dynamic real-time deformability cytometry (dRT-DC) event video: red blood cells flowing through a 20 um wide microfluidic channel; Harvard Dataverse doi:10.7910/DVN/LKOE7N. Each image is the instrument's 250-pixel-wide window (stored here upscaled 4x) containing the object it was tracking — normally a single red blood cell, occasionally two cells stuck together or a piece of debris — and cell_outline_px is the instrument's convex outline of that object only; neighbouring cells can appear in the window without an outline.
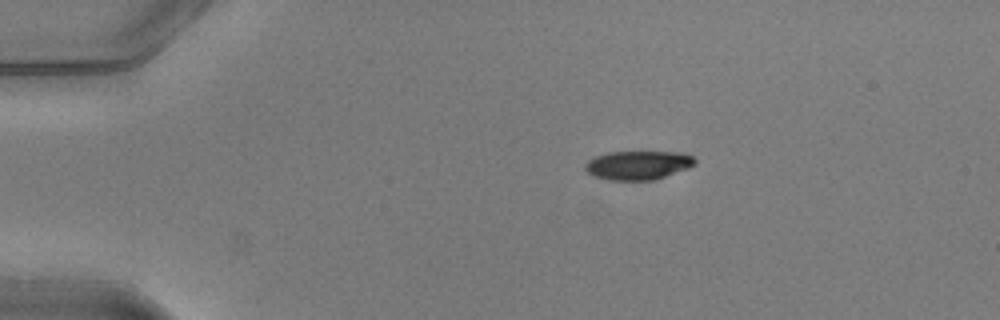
{"species": "common noctule bat (a hibernating species)", "species_latin": "Nyctalus noctula", "temperature_condition": "warm", "stored_images_in_passage": 42, "camera_frame_rate_fps": 3000, "um_per_image_px": 0.085, "animal": {"sex": "male", "body_mass_g": 20.5, "forearm_length_mm": 52.5}, "frame": {"image": 1, "passage_image": 1, "time_ms": 0.0, "image_size_px": [1000, 320], "cell_outline_px": [[696, 164], [688, 168], [652, 180], [608, 180], [592, 176], [584, 168], [584, 164], [588, 160], [596, 156], [608, 152], [676, 152], [692, 156], [696, 160]], "centroid_in_image_um": [54.19, 14.04], "position_along_channel_um": 30.8, "area_um2": 18.38}}
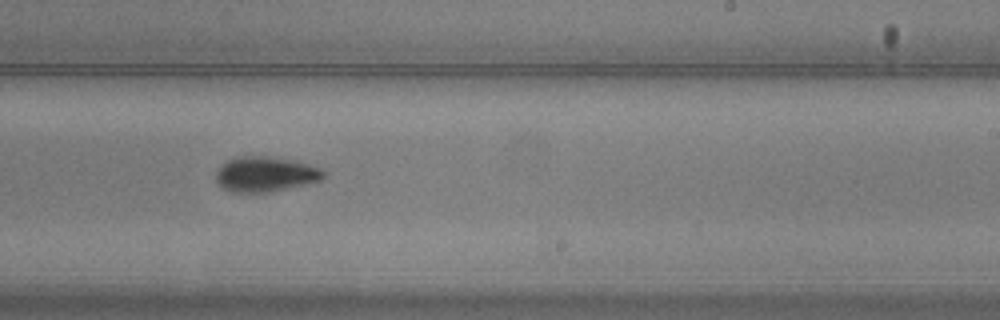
{"frame": {"image": 2, "passage_image": 23, "time_ms": 7.333, "image_size_px": [1000, 320], "cell_outline_px": [[324, 176], [320, 180], [304, 184], [268, 192], [228, 192], [220, 188], [216, 180], [216, 172], [228, 160], [236, 156], [268, 156], [296, 160], [320, 168], [324, 172]], "centroid_in_image_um": [22.52, 14.8], "position_along_channel_um": 266.5, "area_um2": 21.96}}
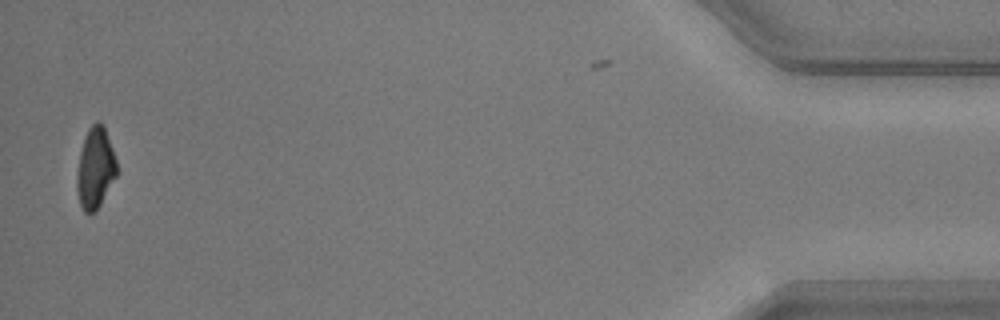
{"frame": {"image": 3, "passage_image": 41, "time_ms": 13.333, "image_size_px": [1000, 320], "cell_outline_px": [[116, 176], [100, 204], [92, 212], [84, 212], [80, 204], [76, 188], [76, 176], [80, 152], [84, 136], [88, 128], [96, 120], [100, 120], [104, 124], [116, 160]], "centroid_in_image_um": [8.08, 14.22], "position_along_channel_um": 427.1, "area_um2": 18.73}, "authors_computed_cell_mechanics": {"area_um2": 20.7502, "velocity_mm_per_s": 4.0559, "shape_relaxation_time_tau1_ms": 2.3708, "shape_relaxation_time_tau2_ms": 4.407, "deformation_change_tau1": 0.1372, "deformation_change_tau2": 0.0862}}